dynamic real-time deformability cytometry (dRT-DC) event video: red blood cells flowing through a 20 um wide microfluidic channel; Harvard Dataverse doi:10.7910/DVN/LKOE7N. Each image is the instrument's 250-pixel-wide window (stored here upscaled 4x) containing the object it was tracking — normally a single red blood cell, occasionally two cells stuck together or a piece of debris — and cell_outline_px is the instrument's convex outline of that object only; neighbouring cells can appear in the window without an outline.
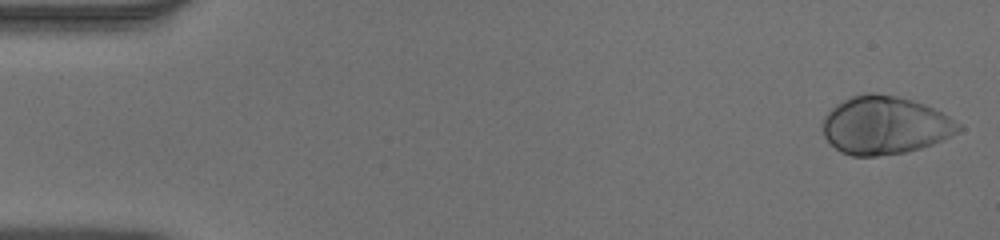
{"species": "human", "species_latin": "Homo sapiens", "temperature_condition": "warm", "stored_images_in_passage": 52, "camera_frame_rate_fps": 3000, "um_per_image_px": 0.085, "donor": {"sex": "male"}, "frame": {"image": 1, "passage_image": 1, "time_ms": 0.0, "image_size_px": [1000, 240], "cell_outline_px": [[964, 128], [932, 144], [920, 148], [904, 152], [876, 156], [852, 156], [840, 152], [824, 136], [820, 128], [820, 124], [824, 116], [836, 104], [852, 96], [868, 92], [872, 92], [896, 96], [912, 100], [924, 104], [948, 116], [960, 124]], "centroid_in_image_um": [75.16, 10.64], "position_along_channel_um": 9.8, "area_um2": 45.78}}
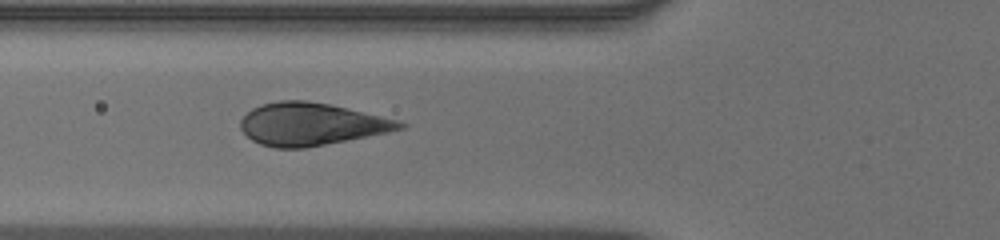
{"frame": {"image": 2, "passage_image": 19, "time_ms": 6.0, "image_size_px": [1000, 240], "cell_outline_px": [[408, 124], [404, 128], [388, 132], [304, 148], [272, 148], [260, 144], [252, 140], [240, 128], [240, 120], [252, 108], [260, 104], [280, 100], [304, 100], [328, 104], [400, 120]], "centroid_in_image_um": [26.43, 10.55], "position_along_channel_um": 99.4, "area_um2": 39.25}}
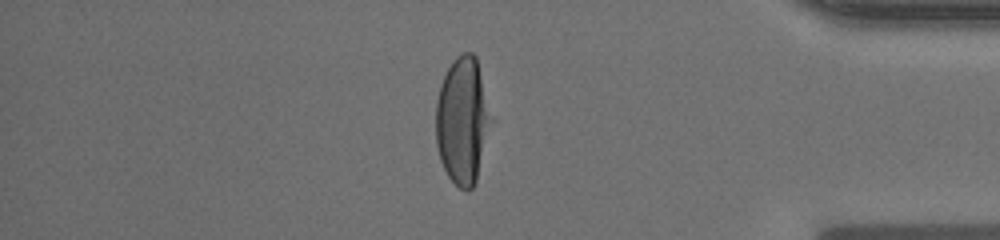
{"frame": {"image": 3, "passage_image": 44, "time_ms": 14.333, "image_size_px": [1000, 240], "cell_outline_px": [[492, 120], [476, 180], [472, 188], [468, 192], [460, 188], [448, 176], [440, 160], [436, 144], [436, 100], [440, 84], [452, 60], [456, 56], [464, 52], [472, 52], [476, 56]], "centroid_in_image_um": [39.3, 10.24], "position_along_channel_um": 395.9, "area_um2": 40.58}}